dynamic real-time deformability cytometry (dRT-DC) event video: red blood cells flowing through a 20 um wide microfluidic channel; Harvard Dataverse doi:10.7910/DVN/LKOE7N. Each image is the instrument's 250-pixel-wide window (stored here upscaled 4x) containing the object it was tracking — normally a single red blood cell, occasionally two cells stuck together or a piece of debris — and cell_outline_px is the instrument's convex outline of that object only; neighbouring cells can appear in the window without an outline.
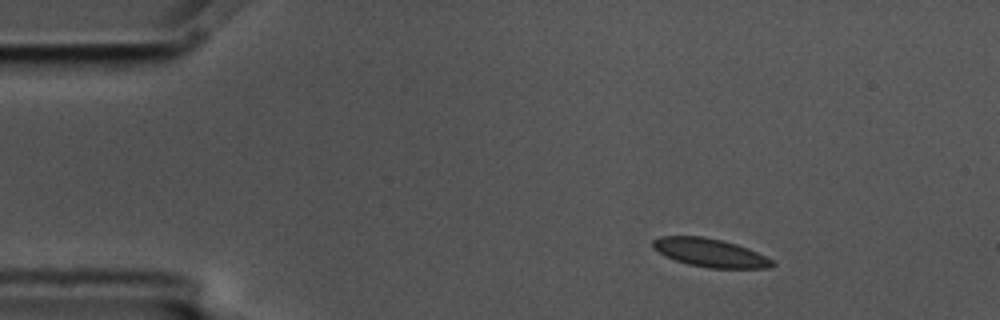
{"species": "common noctule bat (a hibernating species)", "species_latin": "Nyctalus noctula", "temperature_condition": "cold", "stored_images_in_passage": 5, "segment_of_instrument_passage": [1, 2], "camera_frame_rate_fps": 3000, "um_per_image_px": 0.085, "animal": {"sex": "male", "body_mass_g": 17.5, "forearm_length_mm": 52.3}, "frame": {"image": 1, "passage_image": 2, "time_ms": 0.333, "image_size_px": [1000, 320], "cell_outline_px": [[776, 264], [772, 268], [708, 268], [688, 264], [664, 256], [652, 248], [652, 240], [660, 236], [704, 236], [724, 240], [748, 248], [772, 260]], "centroid_in_image_um": [60.33, 21.48], "position_along_channel_um": 24.7, "area_um2": 19.88}}